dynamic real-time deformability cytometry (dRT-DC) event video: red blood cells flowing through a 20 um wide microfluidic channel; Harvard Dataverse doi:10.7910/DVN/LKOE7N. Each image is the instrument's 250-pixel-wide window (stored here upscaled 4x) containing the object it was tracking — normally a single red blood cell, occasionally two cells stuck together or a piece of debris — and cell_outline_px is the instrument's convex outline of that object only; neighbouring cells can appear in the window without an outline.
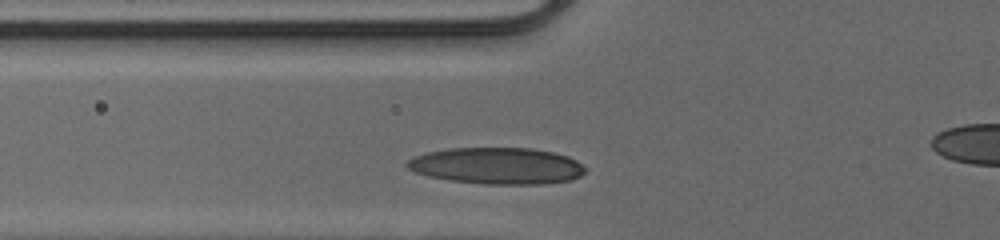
{"species": "human", "species_latin": "Homo sapiens", "temperature_condition": "cold", "stored_images_in_passage": 31, "camera_frame_rate_fps": 3000, "um_per_image_px": 0.085, "donor": {"sex": "male"}, "frame": {"image": 1, "passage_image": 8, "time_ms": 2.333, "image_size_px": [1000, 240], "cell_outline_px": [[588, 168], [580, 176], [568, 180], [540, 184], [484, 184], [448, 180], [428, 176], [416, 172], [408, 168], [404, 164], [408, 160], [416, 156], [428, 152], [448, 148], [532, 148], [552, 152], [568, 156], [576, 160]], "centroid_in_image_um": [42.25, 14.09], "position_along_channel_um": 83.5, "area_um2": 37.92}}
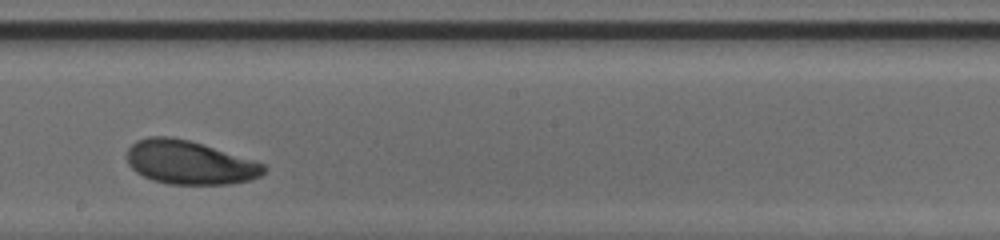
{"frame": {"image": 2, "passage_image": 19, "time_ms": 6.0, "image_size_px": [1000, 240], "cell_outline_px": [[268, 168], [260, 176], [252, 180], [228, 184], [168, 184], [152, 180], [136, 172], [128, 164], [128, 148], [136, 140], [148, 136], [172, 136], [188, 140], [252, 160], [264, 164]], "centroid_in_image_um": [16.09, 13.82], "position_along_channel_um": 232.1, "area_um2": 34.62}}
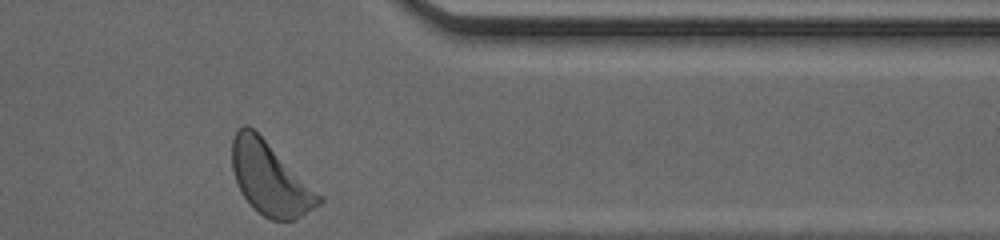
{"frame": {"image": 3, "passage_image": 31, "time_ms": 10.0, "image_size_px": [1000, 240], "cell_outline_px": [[324, 200], [320, 204], [292, 220], [272, 220], [264, 216], [252, 208], [244, 196], [236, 180], [232, 168], [232, 140], [236, 132], [244, 124], [248, 124], [324, 196]], "centroid_in_image_um": [22.97, 15.19], "position_along_channel_um": 388.4, "area_um2": 36.3}, "authors_computed_cell_mechanics": {"area_um2": 35.6048, "velocity_mm_per_s": 4.0693, "shape_relaxation_time_tau1_ms": 2.3336, "shape_relaxation_time_tau2_ms": 9.4375, "deformation_change_tau1": 0.1306, "deformation_change_tau2": 0.1971}}